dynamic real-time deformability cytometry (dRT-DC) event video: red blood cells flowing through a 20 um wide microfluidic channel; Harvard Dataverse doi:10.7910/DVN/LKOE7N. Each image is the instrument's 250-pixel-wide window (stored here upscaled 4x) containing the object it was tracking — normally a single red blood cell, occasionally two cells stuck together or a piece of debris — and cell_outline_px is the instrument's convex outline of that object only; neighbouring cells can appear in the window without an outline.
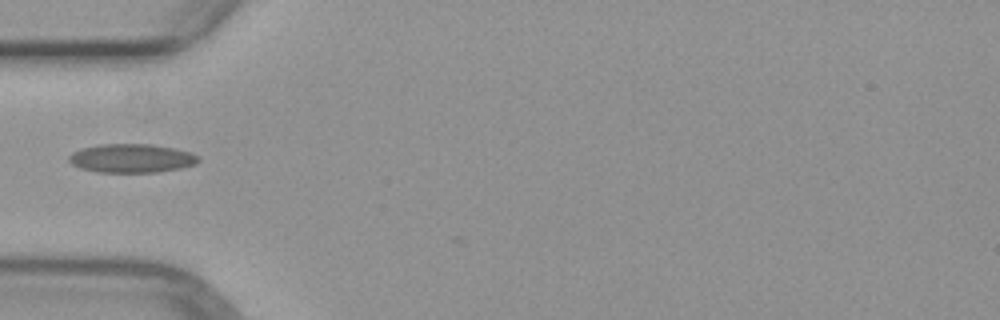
{"species": "common noctule bat (a hibernating species)", "species_latin": "Nyctalus noctula", "temperature_condition": "warm", "stored_images_in_passage": 30, "camera_frame_rate_fps": 3000, "um_per_image_px": 0.085, "animal": {"sex": "female", "body_mass_g": 29.2, "forearm_length_mm": 56.3}, "frame": {"image": 1, "passage_image": 1, "time_ms": 0.0, "image_size_px": [1000, 320], "cell_outline_px": [[200, 160], [196, 164], [180, 168], [156, 172], [96, 172], [80, 168], [72, 164], [68, 160], [68, 156], [72, 152], [84, 148], [100, 144], [152, 144], [192, 152]], "centroid_in_image_um": [11.17, 13.45], "position_along_channel_um": 73.8, "area_um2": 21.62}}
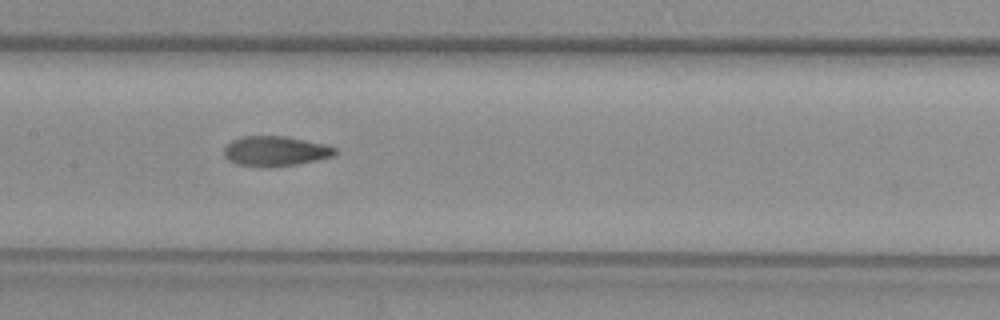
{"frame": {"image": 2, "passage_image": 9, "time_ms": 2.667, "image_size_px": [1000, 320], "cell_outline_px": [[336, 156], [296, 164], [236, 164], [228, 160], [224, 156], [224, 148], [232, 140], [240, 136], [288, 136], [324, 144], [336, 148]], "centroid_in_image_um": [23.43, 12.79], "position_along_channel_um": 184.0, "area_um2": 18.73}}
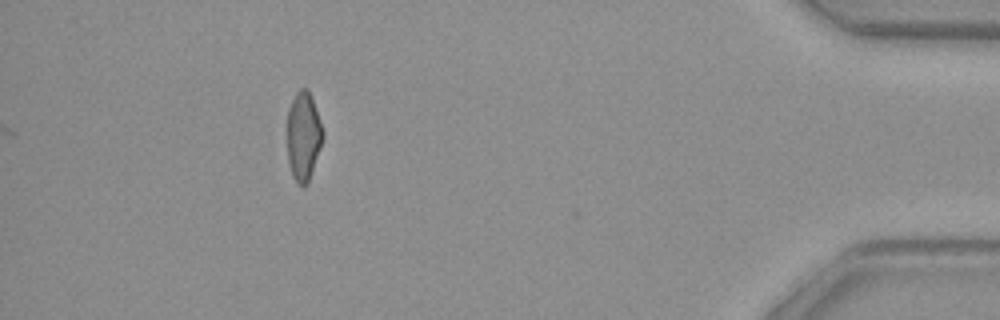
{"frame": {"image": 3, "passage_image": 30, "time_ms": 9.667, "image_size_px": [1000, 320], "cell_outline_px": [[324, 136], [308, 184], [304, 188], [300, 188], [296, 184], [292, 176], [288, 160], [288, 108], [296, 92], [300, 88], [308, 88], [324, 132]], "centroid_in_image_um": [25.79, 11.63], "position_along_channel_um": 409.4, "area_um2": 18.55}}